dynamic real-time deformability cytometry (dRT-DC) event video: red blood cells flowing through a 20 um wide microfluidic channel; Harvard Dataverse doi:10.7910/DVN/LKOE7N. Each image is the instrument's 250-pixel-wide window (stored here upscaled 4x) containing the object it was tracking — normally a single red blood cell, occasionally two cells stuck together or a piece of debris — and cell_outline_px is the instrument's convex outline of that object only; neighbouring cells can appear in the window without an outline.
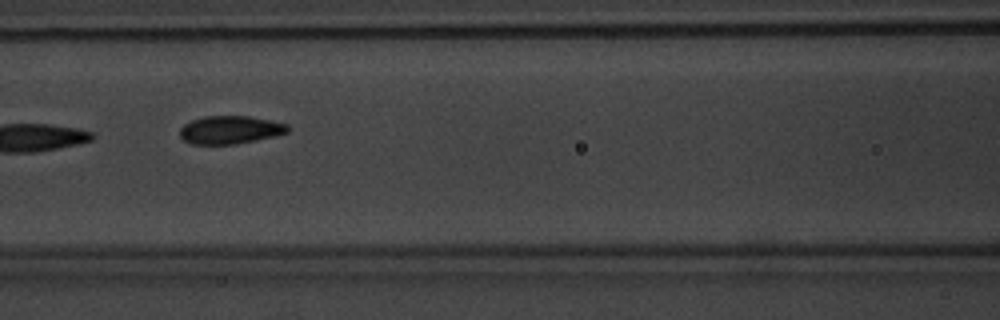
{"species": "common noctule bat (a hibernating species)", "species_latin": "Nyctalus noctula", "temperature_condition": "warm", "stored_images_in_passage": 6, "camera_frame_rate_fps": 3000, "um_per_image_px": 0.085, "animal": {"sex": "male", "body_mass_g": 20.1, "forearm_length_mm": 53.5}, "frame": {"image": 1, "passage_image": 5, "time_ms": 4.667, "image_size_px": [1000, 320], "cell_outline_px": [[288, 132], [276, 136], [236, 144], [192, 144], [184, 140], [180, 136], [180, 128], [184, 124], [192, 120], [204, 116], [248, 116], [288, 124]], "centroid_in_image_um": [19.55, 11.04], "position_along_channel_um": 147.0, "area_um2": 17.57}}
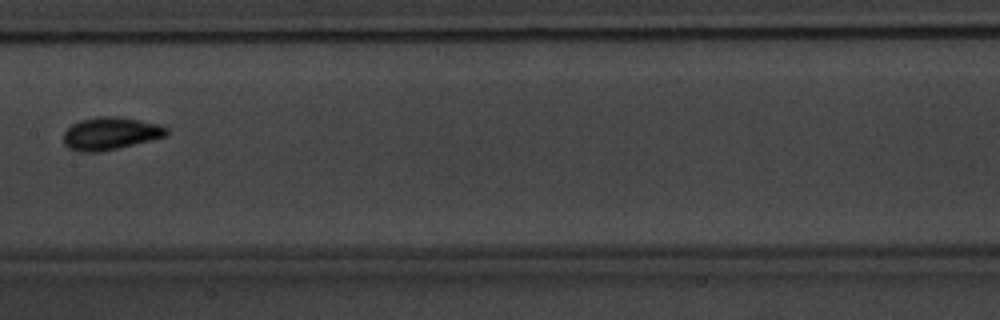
{"frame": {"image": 2, "passage_image": 6, "time_ms": 6.0, "image_size_px": [1000, 320], "cell_outline_px": [[168, 132], [164, 136], [116, 148], [96, 152], [80, 152], [68, 148], [64, 144], [64, 132], [72, 124], [80, 120], [96, 116], [116, 116], [160, 124], [168, 128]], "centroid_in_image_um": [9.34, 11.33], "position_along_channel_um": 198.1, "area_um2": 19.31}}